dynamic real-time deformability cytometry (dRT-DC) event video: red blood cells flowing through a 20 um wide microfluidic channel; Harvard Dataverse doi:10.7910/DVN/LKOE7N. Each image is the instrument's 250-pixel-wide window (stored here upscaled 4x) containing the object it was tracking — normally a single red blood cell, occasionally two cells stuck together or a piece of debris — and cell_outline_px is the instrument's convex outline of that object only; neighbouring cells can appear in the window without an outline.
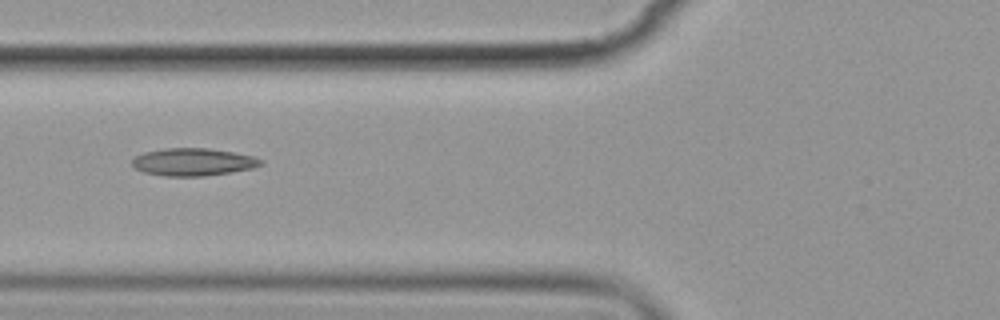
{"species": "common noctule bat (a hibernating species)", "species_latin": "Nyctalus noctula", "temperature_condition": "cold", "stored_images_in_passage": 10, "camera_frame_rate_fps": 3000, "um_per_image_px": 0.085, "animal": {"sex": "female", "body_mass_g": 19.9}, "frame": {"image": 1, "passage_image": 5, "time_ms": 4.667, "image_size_px": [1000, 320], "cell_outline_px": [[264, 164], [252, 168], [232, 172], [204, 176], [164, 176], [144, 172], [136, 168], [132, 164], [132, 160], [136, 156], [144, 152], [164, 148], [208, 148], [232, 152], [252, 156], [264, 160]], "centroid_in_image_um": [16.43, 13.77], "position_along_channel_um": 109.4, "area_um2": 20.63}}
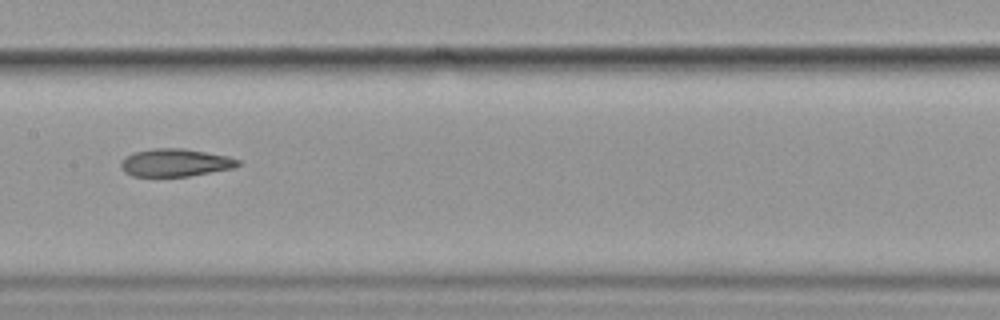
{"frame": {"image": 2, "passage_image": 7, "time_ms": 7.0, "image_size_px": [1000, 320], "cell_outline_px": [[240, 164], [236, 168], [188, 176], [132, 176], [124, 172], [120, 168], [120, 160], [124, 156], [132, 152], [152, 148], [184, 148], [228, 156], [240, 160]], "centroid_in_image_um": [14.86, 13.82], "position_along_channel_um": 192.5, "area_um2": 19.25}}
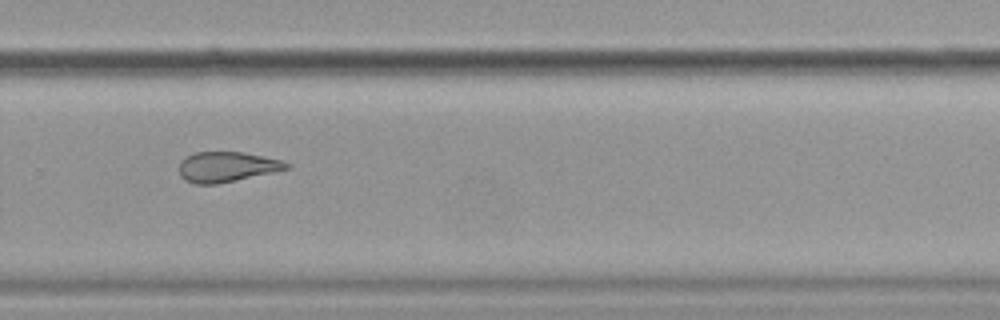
{"frame": {"image": 3, "passage_image": 10, "time_ms": 10.333, "image_size_px": [1000, 320], "cell_outline_px": [[292, 168], [216, 184], [192, 184], [184, 180], [180, 176], [180, 160], [184, 156], [196, 152], [244, 152], [280, 160], [292, 164]], "centroid_in_image_um": [19.26, 14.18], "position_along_channel_um": 310.5, "area_um2": 18.96}}